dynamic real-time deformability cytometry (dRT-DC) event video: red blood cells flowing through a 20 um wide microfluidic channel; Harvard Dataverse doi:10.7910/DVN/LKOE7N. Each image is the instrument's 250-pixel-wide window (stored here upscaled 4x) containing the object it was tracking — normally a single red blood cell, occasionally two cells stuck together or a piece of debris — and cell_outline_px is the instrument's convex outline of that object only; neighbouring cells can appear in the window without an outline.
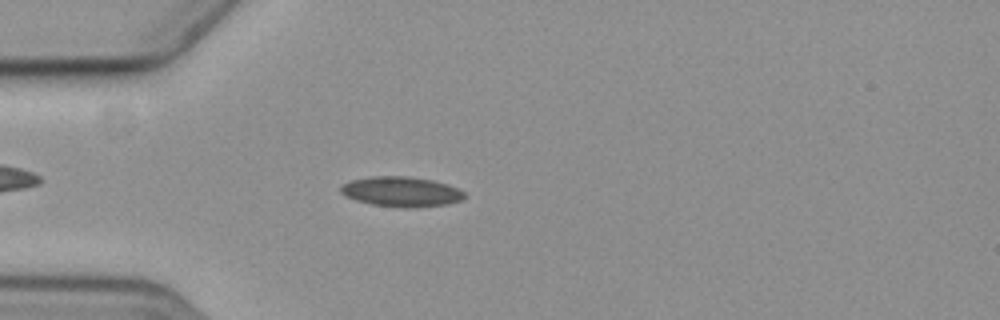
{"species": "common noctule bat (a hibernating species)", "species_latin": "Nyctalus noctula", "temperature_condition": "cold", "stored_images_in_passage": 2, "camera_frame_rate_fps": 3000, "um_per_image_px": 0.085, "animal": {"sex": "female", "body_mass_g": 19.3, "forearm_length_mm": 54.1}, "frame": {"image": 1, "passage_image": 2, "time_ms": 1.333, "image_size_px": [1000, 320], "cell_outline_px": [[464, 200], [448, 204], [416, 208], [404, 208], [372, 204], [356, 200], [344, 196], [340, 192], [340, 188], [344, 184], [352, 180], [372, 176], [408, 176], [432, 180], [448, 184], [464, 192]], "centroid_in_image_um": [34.13, 16.3], "position_along_channel_um": 50.9, "area_um2": 21.73}}